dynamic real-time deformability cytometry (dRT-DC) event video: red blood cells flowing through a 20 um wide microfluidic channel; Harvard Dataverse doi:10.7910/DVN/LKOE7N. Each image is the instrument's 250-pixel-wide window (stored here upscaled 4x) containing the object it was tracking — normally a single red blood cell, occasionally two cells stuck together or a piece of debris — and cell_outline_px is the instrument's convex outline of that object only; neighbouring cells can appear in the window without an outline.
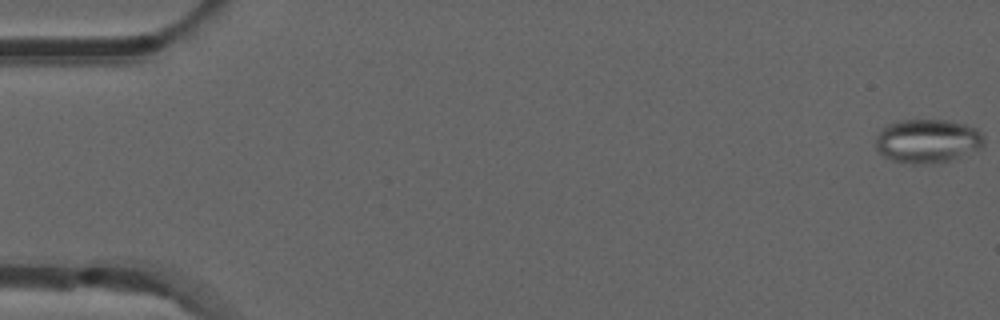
{"species": "common noctule bat (a hibernating species)", "species_latin": "Nyctalus noctula", "temperature_condition": "room temperature", "stored_images_in_passage": 53, "camera_frame_rate_fps": 3000, "um_per_image_px": 0.085, "animal": {"sex": "male", "forearm_length_mm": 52.5}, "frame": {"image": 1, "passage_image": 1, "time_ms": 0.0, "image_size_px": [1000, 320], "cell_outline_px": [[984, 144], [980, 148], [948, 160], [932, 164], [912, 164], [892, 160], [884, 156], [876, 148], [876, 136], [880, 128], [884, 124], [900, 120], [948, 120], [964, 124], [976, 128], [984, 136]], "centroid_in_image_um": [78.79, 11.97], "position_along_channel_um": 6.2, "area_um2": 27.74}}
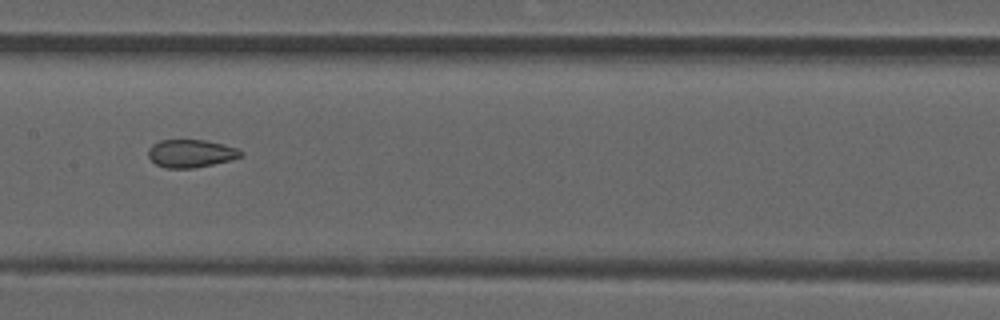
{"frame": {"image": 2, "passage_image": 27, "time_ms": 8.667, "image_size_px": [1000, 320], "cell_outline_px": [[244, 156], [232, 160], [192, 168], [164, 168], [156, 164], [148, 156], [148, 148], [152, 144], [160, 140], [204, 140], [236, 148], [244, 152]], "centroid_in_image_um": [16.22, 13.05], "position_along_channel_um": 191.2, "area_um2": 15.03}}
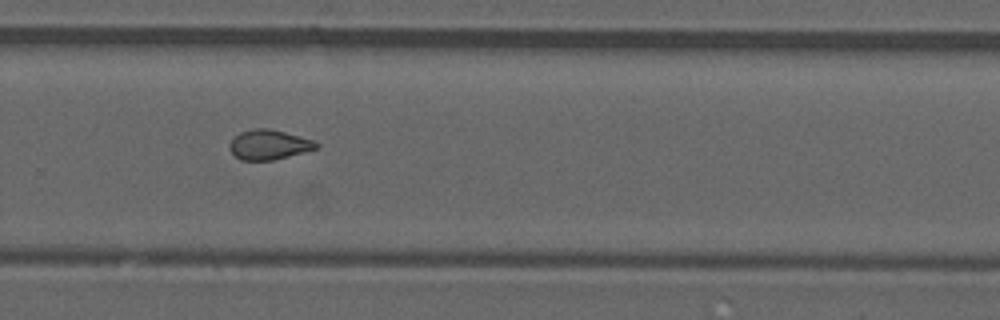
{"frame": {"image": 3, "passage_image": 36, "time_ms": 11.667, "image_size_px": [1000, 320], "cell_outline_px": [[320, 144], [316, 148], [304, 152], [272, 160], [240, 160], [228, 148], [228, 144], [240, 132], [252, 128], [268, 128], [284, 132], [312, 140]], "centroid_in_image_um": [22.82, 12.29], "position_along_channel_um": 307.0, "area_um2": 14.85}, "authors_computed_cell_mechanics": {"area_um2": 15.7216, "velocity_mm_per_s": 3.8814, "shape_relaxation_time_tau1_ms": null, "shape_relaxation_time_tau2_ms": 1.6034, "deformation_change_tau1": null, "deformation_change_tau2": 0.0765}}